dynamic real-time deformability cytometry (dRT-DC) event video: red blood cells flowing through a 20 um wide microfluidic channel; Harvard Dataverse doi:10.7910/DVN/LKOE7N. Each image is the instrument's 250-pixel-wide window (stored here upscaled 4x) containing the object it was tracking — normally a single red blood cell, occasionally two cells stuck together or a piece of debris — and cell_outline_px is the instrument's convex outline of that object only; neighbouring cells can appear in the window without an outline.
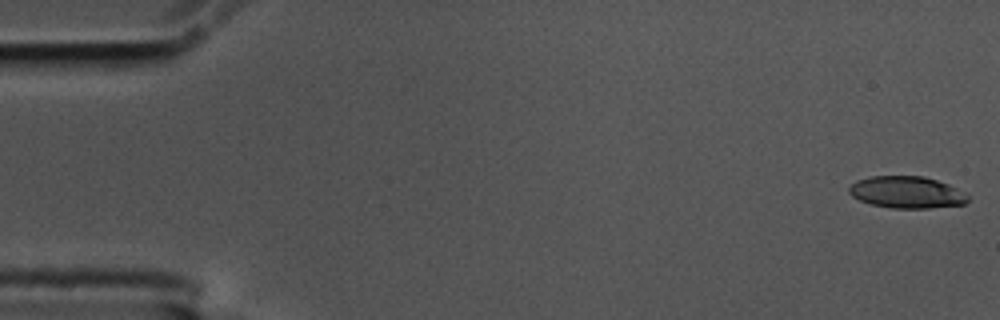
{"species": "common noctule bat (a hibernating species)", "species_latin": "Nyctalus noctula", "temperature_condition": "cold", "stored_images_in_passage": 57, "camera_frame_rate_fps": 3000, "um_per_image_px": 0.085, "animal": {"sex": "male", "body_mass_g": 17.5, "forearm_length_mm": 52.3}, "frame": {"image": 1, "passage_image": 1, "time_ms": 0.0, "image_size_px": [1000, 320], "cell_outline_px": [[968, 200], [964, 204], [928, 208], [892, 208], [872, 204], [860, 200], [852, 196], [848, 192], [848, 188], [856, 180], [868, 176], [924, 176], [948, 184], [964, 192], [968, 196]], "centroid_in_image_um": [77.05, 16.33], "position_along_channel_um": 8.0, "area_um2": 22.02}}
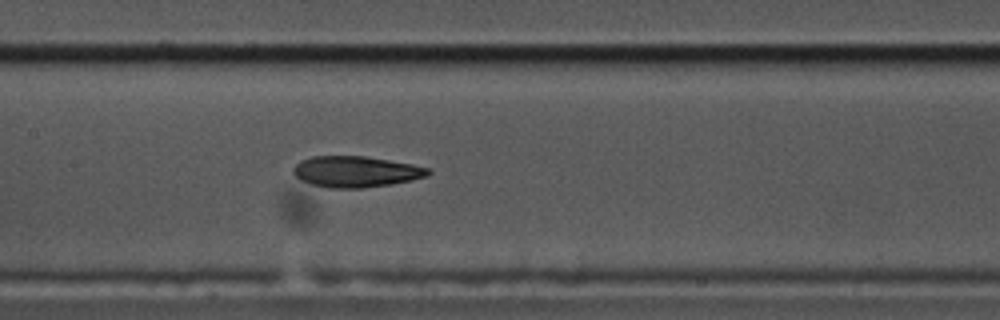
{"frame": {"image": 2, "passage_image": 27, "time_ms": 8.667, "image_size_px": [1000, 320], "cell_outline_px": [[432, 172], [428, 176], [412, 180], [364, 188], [328, 188], [312, 184], [300, 180], [292, 172], [292, 168], [300, 160], [312, 156], [364, 156], [412, 164], [428, 168]], "centroid_in_image_um": [30.22, 14.59], "position_along_channel_um": 177.2, "area_um2": 24.39}}
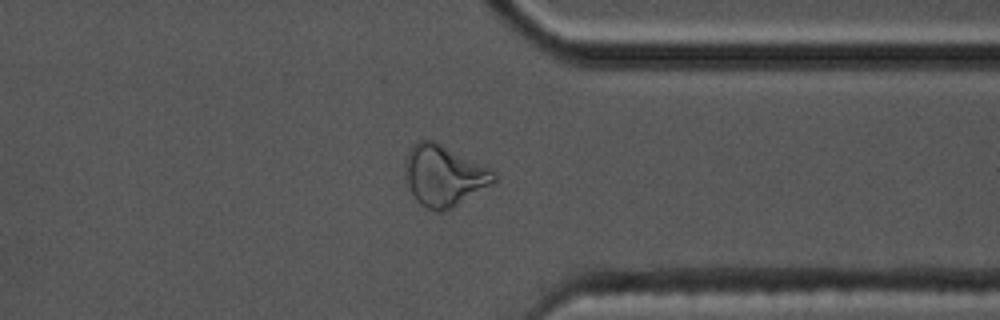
{"frame": {"image": 3, "passage_image": 44, "time_ms": 14.333, "image_size_px": [1000, 320], "cell_outline_px": [[496, 180], [452, 208], [444, 212], [436, 212], [424, 208], [416, 200], [408, 184], [404, 172], [404, 160], [408, 148], [416, 140], [436, 140], [496, 168]], "centroid_in_image_um": [37.74, 14.87], "position_along_channel_um": 373.7, "area_um2": 32.54}, "authors_computed_cell_mechanics": {"area_um2": 24.3916, "velocity_mm_per_s": 3.5249, "shape_relaxation_time_tau1_ms": null, "shape_relaxation_time_tau2_ms": 5.7183, "deformation_change_tau1": null, "deformation_change_tau2": 0.1568}}